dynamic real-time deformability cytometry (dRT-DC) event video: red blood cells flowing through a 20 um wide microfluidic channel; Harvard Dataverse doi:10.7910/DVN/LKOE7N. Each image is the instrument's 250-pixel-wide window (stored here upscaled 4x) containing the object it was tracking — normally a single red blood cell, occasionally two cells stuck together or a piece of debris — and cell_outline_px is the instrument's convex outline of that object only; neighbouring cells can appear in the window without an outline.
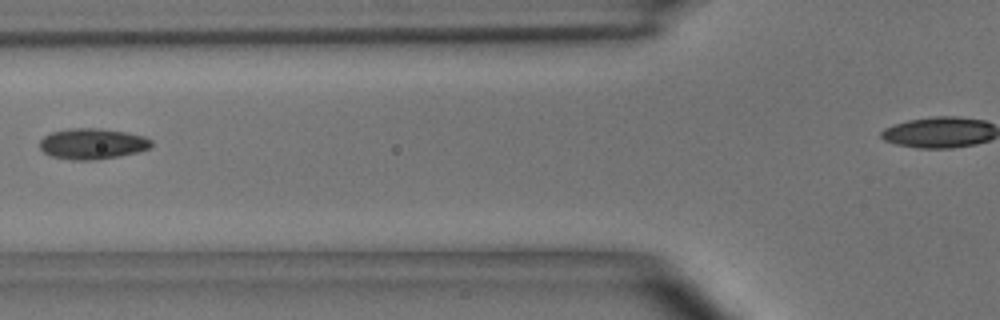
{"species": "common noctule bat (a hibernating species)", "species_latin": "Nyctalus noctula", "temperature_condition": "room temperature", "stored_images_in_passage": 6, "camera_frame_rate_fps": 3000, "um_per_image_px": 0.085, "animal": {"sex": "male", "body_mass_g": 15.6}, "frame": {"image": 1, "passage_image": 4, "time_ms": 3.667, "image_size_px": [1000, 320], "cell_outline_px": [[152, 144], [148, 148], [136, 152], [120, 156], [92, 160], [72, 160], [52, 156], [44, 152], [40, 148], [40, 140], [44, 136], [52, 132], [68, 128], [100, 128], [128, 132], [144, 136], [152, 140]], "centroid_in_image_um": [7.85, 12.21], "position_along_channel_um": 118.0, "area_um2": 20.06}}